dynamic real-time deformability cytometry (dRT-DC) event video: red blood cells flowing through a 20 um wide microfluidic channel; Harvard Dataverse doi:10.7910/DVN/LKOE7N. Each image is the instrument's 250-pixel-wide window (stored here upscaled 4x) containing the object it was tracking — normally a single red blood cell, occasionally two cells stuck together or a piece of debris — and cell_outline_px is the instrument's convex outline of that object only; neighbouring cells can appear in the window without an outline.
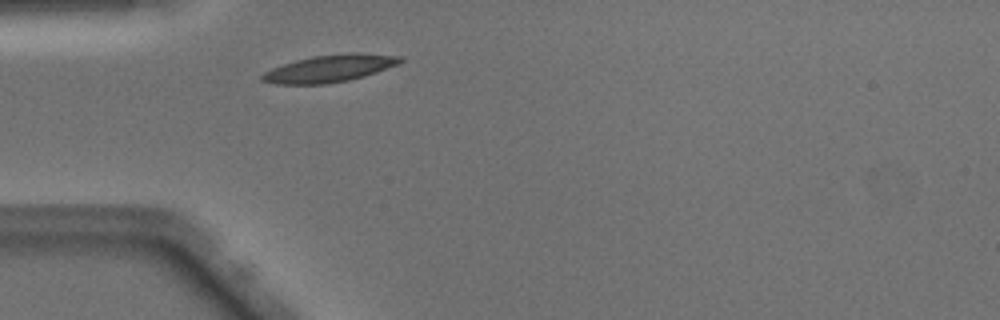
{"species": "Egyptian fruit bat (a non-hibernating species)", "species_latin": "Rousettus aegyptiacus", "temperature_condition": "warm", "stored_images_in_passage": 36, "camera_frame_rate_fps": 3000, "um_per_image_px": 0.085, "animal": {"sex": "male"}, "frame": {"image": 1, "passage_image": 1, "time_ms": 0.0, "image_size_px": [1000, 320], "cell_outline_px": [[404, 60], [400, 64], [364, 76], [348, 80], [324, 84], [276, 84], [260, 80], [260, 76], [264, 72], [272, 68], [296, 60], [312, 56], [356, 52], [404, 56]], "centroid_in_image_um": [28.06, 5.81], "position_along_channel_um": 56.9, "area_um2": 21.96}}
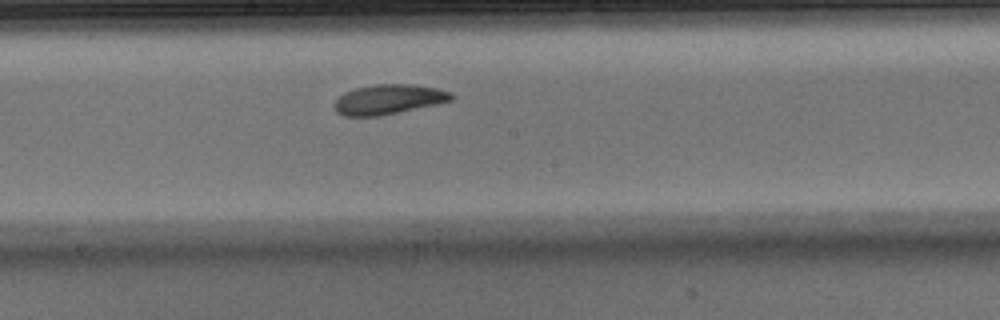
{"frame": {"image": 2, "passage_image": 13, "time_ms": 4.0, "image_size_px": [1000, 320], "cell_outline_px": [[456, 96], [452, 100], [380, 116], [344, 116], [336, 112], [336, 100], [344, 92], [356, 88], [376, 84], [412, 84], [436, 88], [452, 92]], "centroid_in_image_um": [33.05, 8.44], "position_along_channel_um": 215.2, "area_um2": 20.11}}
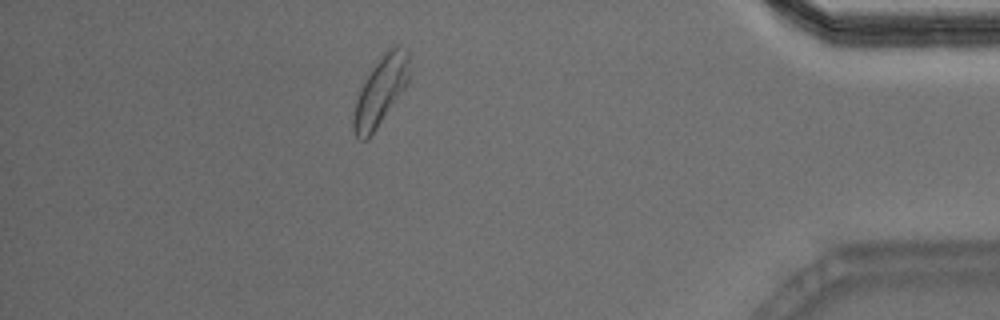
{"frame": {"image": 3, "passage_image": 30, "time_ms": 9.667, "image_size_px": [1000, 320], "cell_outline_px": [[408, 80], [404, 88], [376, 128], [364, 140], [360, 140], [352, 132], [352, 116], [356, 100], [360, 88], [372, 68], [384, 52], [396, 44], [400, 44], [408, 52]], "centroid_in_image_um": [32.31, 7.72], "position_along_channel_um": 402.9, "area_um2": 21.79}, "authors_computed_cell_mechanics": {"area_um2": 20.519, "velocity_mm_per_s": 4.0558, "shape_relaxation_time_tau1_ms": 2.6563, "shape_relaxation_time_tau2_ms": 2.4433, "deformation_change_tau1": 0.1212, "deformation_change_tau2": 0.0972}}